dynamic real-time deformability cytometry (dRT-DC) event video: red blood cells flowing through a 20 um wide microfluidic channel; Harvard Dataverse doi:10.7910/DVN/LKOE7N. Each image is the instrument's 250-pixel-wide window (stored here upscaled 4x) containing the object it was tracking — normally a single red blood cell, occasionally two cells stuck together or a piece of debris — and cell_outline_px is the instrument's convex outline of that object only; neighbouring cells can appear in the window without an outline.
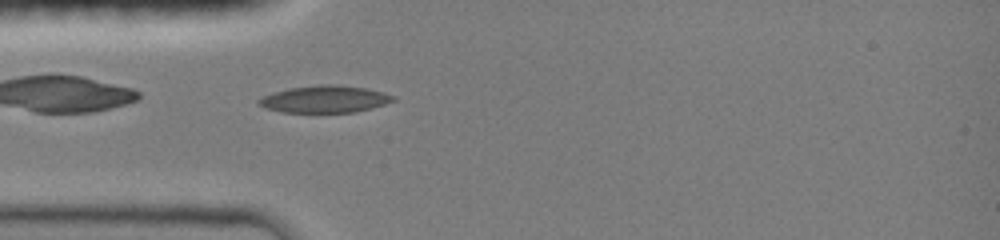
{"species": "common noctule bat (a hibernating species)", "species_latin": "Nyctalus noctula", "temperature_condition": "room temperature", "stored_images_in_passage": 4, "camera_frame_rate_fps": 3000, "um_per_image_px": 0.085, "animal": {"sex": "female", "body_mass_g": 19.0, "forearm_length_mm": 51.5}, "frame": {"image": 1, "passage_image": 1, "time_ms": 0.0, "image_size_px": [1000, 240], "cell_outline_px": [[396, 100], [384, 104], [352, 112], [280, 112], [256, 104], [256, 100], [272, 92], [288, 88], [320, 84], [336, 84], [364, 88], [384, 92], [396, 96]], "centroid_in_image_um": [27.57, 8.41], "position_along_channel_um": 57.4, "area_um2": 21.15}}
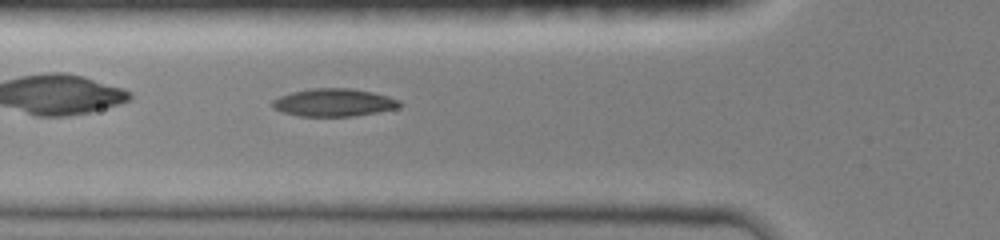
{"frame": {"image": 2, "passage_image": 4, "time_ms": 1.0, "image_size_px": [1000, 240], "cell_outline_px": [[404, 104], [396, 108], [376, 112], [352, 116], [300, 116], [284, 112], [272, 108], [272, 100], [280, 96], [292, 92], [312, 88], [352, 88], [372, 92], [388, 96], [400, 100]], "centroid_in_image_um": [28.38, 8.71], "position_along_channel_um": 97.4, "area_um2": 20.52}}